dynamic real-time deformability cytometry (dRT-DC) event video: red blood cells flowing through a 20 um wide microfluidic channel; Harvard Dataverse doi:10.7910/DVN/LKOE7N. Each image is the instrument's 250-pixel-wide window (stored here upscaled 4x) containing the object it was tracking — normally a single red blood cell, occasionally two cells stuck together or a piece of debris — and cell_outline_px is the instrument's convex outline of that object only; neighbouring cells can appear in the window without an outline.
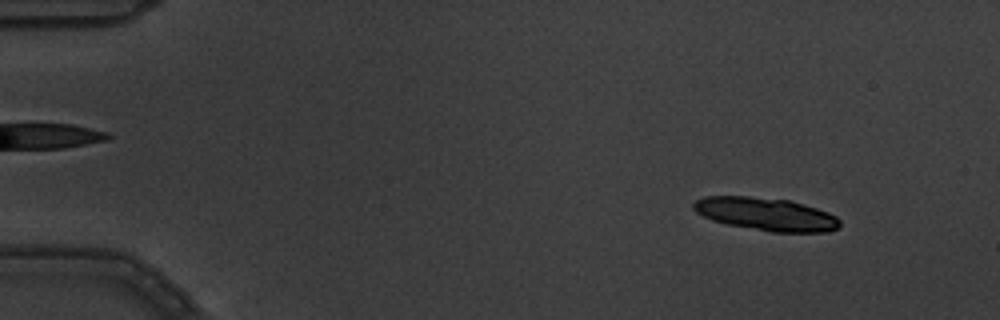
{"species": "common noctule bat (a hibernating species)", "species_latin": "Nyctalus noctula", "temperature_condition": "warm", "stored_images_in_passage": 4, "camera_frame_rate_fps": 3000, "um_per_image_px": 0.085, "animal": {"sex": "male", "body_mass_g": 19.5, "forearm_length_mm": 54.6}, "frame": {"image": 1, "passage_image": 1, "time_ms": 0.0, "image_size_px": [1000, 320], "cell_outline_px": [[840, 224], [836, 228], [828, 232], [772, 232], [728, 224], [712, 220], [696, 212], [692, 208], [692, 204], [696, 200], [704, 196], [748, 196], [788, 200], [804, 204], [828, 212], [836, 216], [840, 220]], "centroid_in_image_um": [65.1, 18.19], "position_along_channel_um": 19.9, "area_um2": 27.98}}